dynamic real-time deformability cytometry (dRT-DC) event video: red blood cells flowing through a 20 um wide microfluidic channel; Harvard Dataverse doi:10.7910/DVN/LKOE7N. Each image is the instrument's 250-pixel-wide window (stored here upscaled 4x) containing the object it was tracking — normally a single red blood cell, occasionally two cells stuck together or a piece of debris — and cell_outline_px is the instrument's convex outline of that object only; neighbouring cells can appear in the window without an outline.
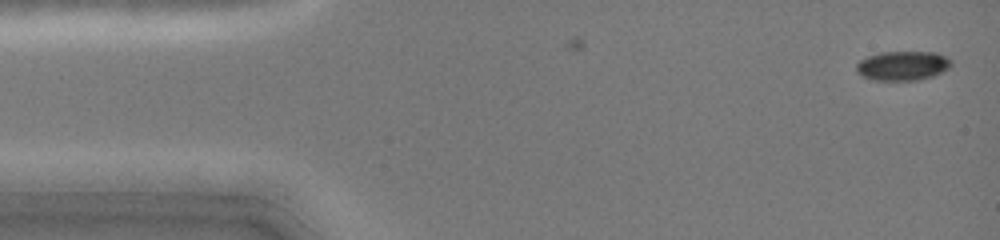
{"species": "common noctule bat (a hibernating species)", "species_latin": "Nyctalus noctula", "temperature_condition": "cold", "stored_images_in_passage": 5, "camera_frame_rate_fps": 3000, "um_per_image_px": 0.085, "animal": {"sex": "female", "body_mass_g": 19.0, "forearm_length_mm": 51.5}, "frame": {"image": 1, "passage_image": 1, "time_ms": 0.0, "image_size_px": [1000, 240], "cell_outline_px": [[952, 64], [948, 68], [932, 76], [916, 80], [872, 80], [856, 72], [856, 64], [860, 60], [868, 56], [880, 52], [936, 52], [952, 60]], "centroid_in_image_um": [76.71, 5.58], "position_along_channel_um": 8.3, "area_um2": 16.13}}